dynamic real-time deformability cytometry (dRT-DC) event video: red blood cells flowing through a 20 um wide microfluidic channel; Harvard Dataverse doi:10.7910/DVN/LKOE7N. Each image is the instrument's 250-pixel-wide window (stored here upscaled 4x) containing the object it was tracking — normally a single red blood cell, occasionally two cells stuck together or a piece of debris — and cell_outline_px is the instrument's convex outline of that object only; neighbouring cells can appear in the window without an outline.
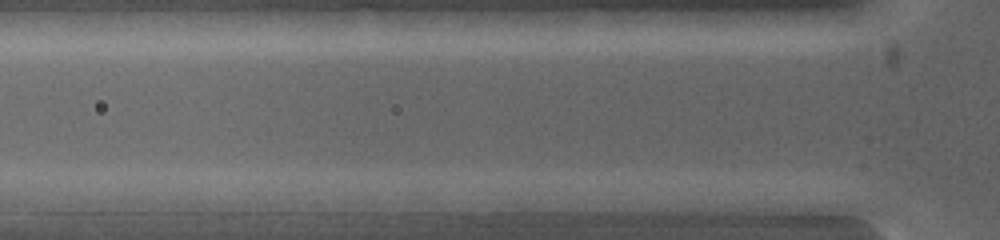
{"species": "common noctule bat (a hibernating species)", "species_latin": "Nyctalus noctula", "temperature_condition": "warm", "stored_images_in_passage": 2, "camera_frame_rate_fps": 5000, "um_per_image_px": 0.085, "animal": {"sex": "female", "body_mass_g": 19.0, "forearm_length_mm": 53.3}, "frame": {"image": 1, "passage_image": 2, "time_ms": 0.4, "image_size_px": [1000, 240], "cell_outline_px": [[668, 200], [620, 212], [564, 212], [556, 200], [600, 192], [620, 192]], "centroid_in_image_um": [51.5, 17.21], "position_along_channel_um": 74.3, "area_um2": 11.1}}